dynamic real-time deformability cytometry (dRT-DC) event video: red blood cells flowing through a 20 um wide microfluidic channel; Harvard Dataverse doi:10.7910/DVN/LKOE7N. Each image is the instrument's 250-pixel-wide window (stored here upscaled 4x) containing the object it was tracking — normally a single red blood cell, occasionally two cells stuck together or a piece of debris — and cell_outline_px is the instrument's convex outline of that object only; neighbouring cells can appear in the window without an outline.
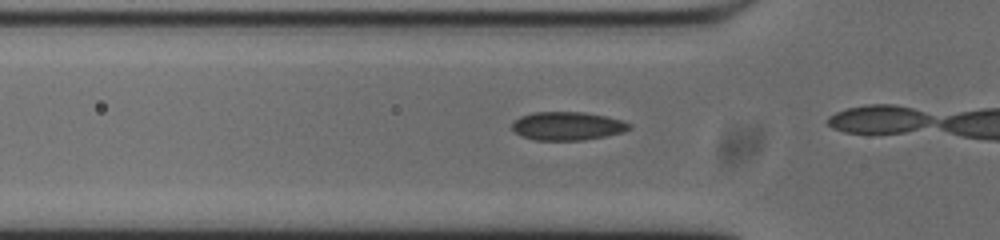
{"species": "common noctule bat (a hibernating species)", "species_latin": "Nyctalus noctula", "temperature_condition": "cold", "stored_images_in_passage": 9, "camera_frame_rate_fps": 3000, "um_per_image_px": 0.085, "animal": {"sex": "male", "body_mass_g": 20.0, "forearm_length_mm": 53.3}, "frame": {"image": 1, "passage_image": 4, "time_ms": 1.0, "image_size_px": [1000, 240], "cell_outline_px": [[632, 128], [624, 132], [604, 136], [580, 140], [536, 140], [520, 136], [512, 128], [512, 124], [520, 116], [532, 112], [584, 112], [604, 116], [620, 120], [632, 124]], "centroid_in_image_um": [48.23, 10.71], "position_along_channel_um": 77.6, "area_um2": 19.31}}
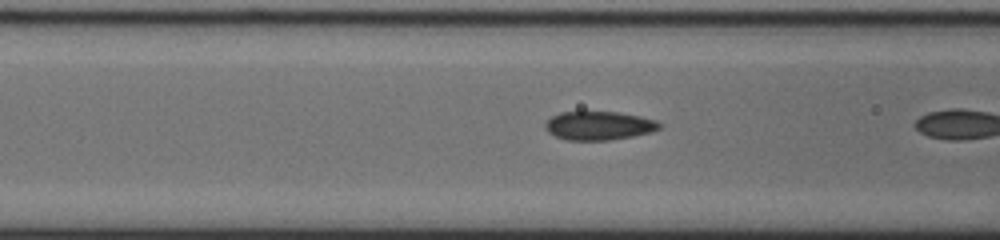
{"frame": {"image": 2, "passage_image": 7, "time_ms": 2.0, "image_size_px": [1000, 240], "cell_outline_px": [[660, 128], [652, 132], [632, 136], [608, 140], [568, 140], [556, 136], [548, 132], [544, 128], [544, 124], [552, 116], [560, 112], [616, 112], [640, 116], [656, 120], [660, 124]], "centroid_in_image_um": [50.89, 10.68], "position_along_channel_um": 115.7, "area_um2": 18.96}}